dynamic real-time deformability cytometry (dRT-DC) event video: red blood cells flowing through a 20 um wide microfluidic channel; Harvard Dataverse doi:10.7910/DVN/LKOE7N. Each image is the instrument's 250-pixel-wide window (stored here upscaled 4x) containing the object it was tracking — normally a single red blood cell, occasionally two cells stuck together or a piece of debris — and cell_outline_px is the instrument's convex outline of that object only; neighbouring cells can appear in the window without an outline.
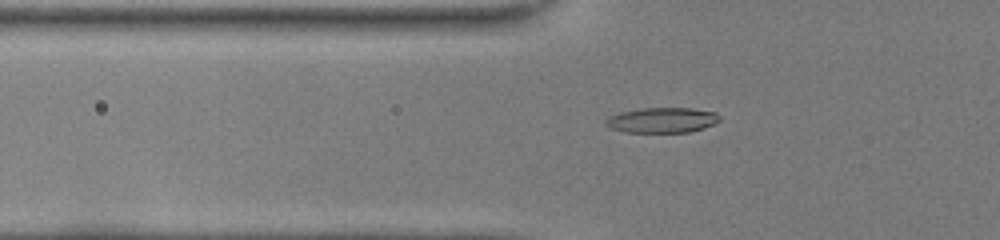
{"species": "common noctule bat (a hibernating species)", "species_latin": "Nyctalus noctula", "temperature_condition": "room temperature", "stored_images_in_passage": 38, "camera_frame_rate_fps": 3000, "um_per_image_px": 0.085, "animal": {"sex": "female", "body_mass_g": 22.0, "forearm_length_mm": 56.7}, "frame": {"image": 1, "passage_image": 6, "time_ms": 1.667, "image_size_px": [1000, 240], "cell_outline_px": [[720, 120], [716, 124], [704, 128], [688, 132], [624, 132], [608, 128], [604, 124], [604, 120], [608, 116], [620, 112], [640, 108], [692, 108], [716, 112], [720, 116]], "centroid_in_image_um": [56.26, 10.21], "position_along_channel_um": 69.5, "area_um2": 17.05}}
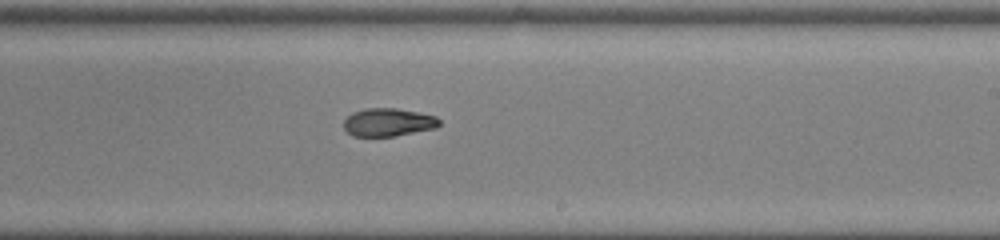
{"frame": {"image": 2, "passage_image": 20, "time_ms": 6.333, "image_size_px": [1000, 240], "cell_outline_px": [[440, 124], [436, 128], [392, 136], [352, 136], [344, 128], [344, 120], [352, 112], [364, 108], [396, 108], [436, 116], [440, 120]], "centroid_in_image_um": [32.98, 10.38], "position_along_channel_um": 256.0, "area_um2": 15.55}}
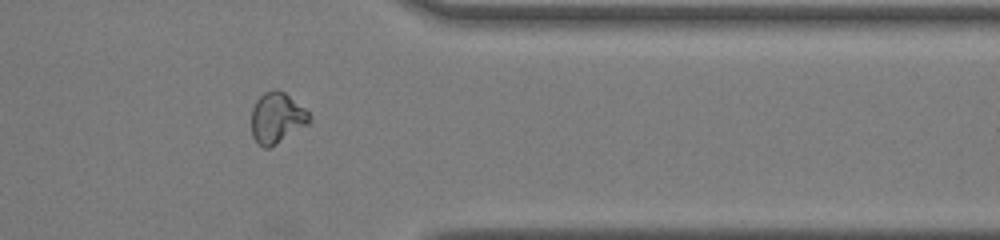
{"frame": {"image": 3, "passage_image": 30, "time_ms": 9.667, "image_size_px": [1000, 240], "cell_outline_px": [[312, 120], [308, 124], [276, 144], [268, 148], [264, 148], [252, 136], [252, 108], [256, 100], [264, 92], [276, 88], [284, 92], [304, 108], [312, 116]], "centroid_in_image_um": [23.54, 10.0], "position_along_channel_um": 387.9, "area_um2": 17.05}, "authors_computed_cell_mechanics": {"area_um2": 16.5019, "velocity_mm_per_s": 4.0738, "shape_relaxation_time_tau1_ms": null, "shape_relaxation_time_tau2_ms": 2.0106, "deformation_change_tau1": null, "deformation_change_tau2": 0.0695}}